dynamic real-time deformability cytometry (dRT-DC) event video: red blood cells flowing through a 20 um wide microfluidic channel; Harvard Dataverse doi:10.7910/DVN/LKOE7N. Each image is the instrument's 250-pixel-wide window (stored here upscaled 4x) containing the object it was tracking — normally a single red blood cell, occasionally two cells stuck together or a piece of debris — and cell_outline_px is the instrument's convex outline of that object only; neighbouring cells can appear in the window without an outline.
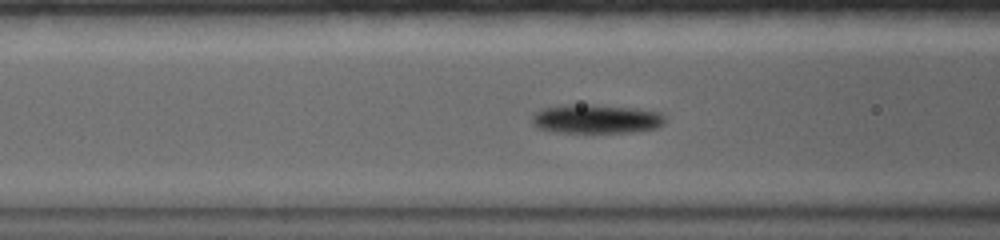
{"species": "common noctule bat (a hibernating species)", "species_latin": "Nyctalus noctula", "temperature_condition": "warm", "stored_images_in_passage": 26, "camera_frame_rate_fps": 5000, "um_per_image_px": 0.085, "animal": {"sex": "female", "body_mass_g": 19.0, "forearm_length_mm": 56.7}, "frame": {"image": 1, "passage_image": 4, "time_ms": 1.6, "image_size_px": [1000, 240], "cell_outline_px": [[664, 124], [656, 128], [632, 132], [556, 132], [536, 128], [532, 124], [532, 116], [540, 108], [568, 104], [592, 104], [636, 108], [660, 112], [664, 116]], "centroid_in_image_um": [50.64, 10.1], "position_along_channel_um": 116.0, "area_um2": 22.72}}
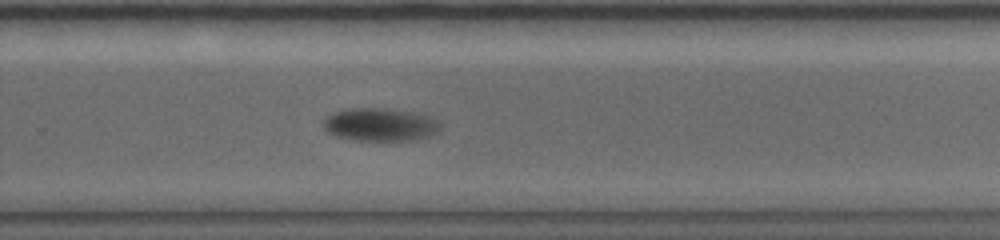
{"frame": {"image": 2, "passage_image": 15, "time_ms": 6.8, "image_size_px": [1000, 240], "cell_outline_px": [[440, 128], [436, 132], [420, 140], [352, 140], [336, 136], [328, 132], [324, 128], [324, 120], [328, 116], [336, 112], [352, 108], [384, 108], [412, 112], [432, 116], [440, 120]], "centroid_in_image_um": [32.36, 10.59], "position_along_channel_um": 297.4, "area_um2": 22.48}}
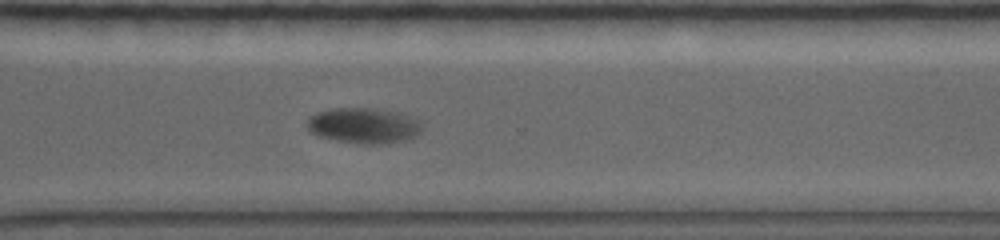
{"frame": {"image": 3, "passage_image": 18, "time_ms": 8.0, "image_size_px": [1000, 240], "cell_outline_px": [[420, 132], [416, 136], [384, 144], [360, 144], [316, 136], [308, 128], [308, 120], [316, 112], [336, 108], [376, 108], [408, 116], [416, 120], [420, 124]], "centroid_in_image_um": [30.87, 10.68], "position_along_channel_um": 339.7, "area_um2": 23.29}}